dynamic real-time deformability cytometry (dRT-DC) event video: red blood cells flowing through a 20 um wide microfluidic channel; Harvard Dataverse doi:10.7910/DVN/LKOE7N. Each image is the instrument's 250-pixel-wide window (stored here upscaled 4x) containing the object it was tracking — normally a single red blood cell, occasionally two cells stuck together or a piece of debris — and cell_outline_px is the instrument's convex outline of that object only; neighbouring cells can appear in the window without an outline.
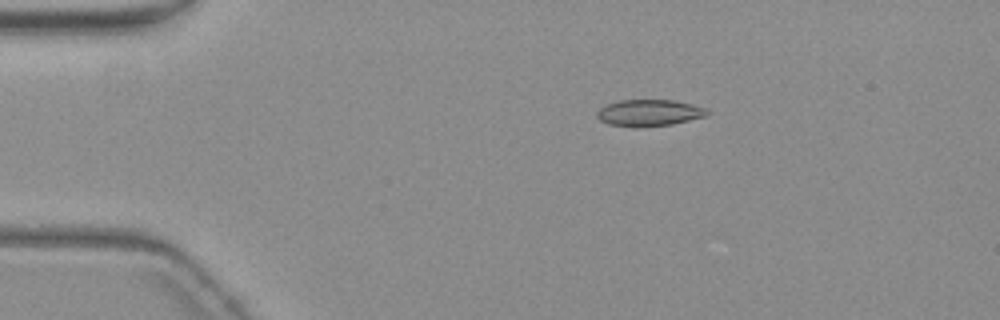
{"species": "common noctule bat (a hibernating species)", "species_latin": "Nyctalus noctula", "temperature_condition": "warm", "stored_images_in_passage": 4, "camera_frame_rate_fps": 3000, "um_per_image_px": 0.085, "animal": {"sex": "female", "body_mass_g": 19.3, "forearm_length_mm": 54.1}, "frame": {"image": 1, "passage_image": 3, "time_ms": 2.667, "image_size_px": [1000, 320], "cell_outline_px": [[712, 112], [708, 116], [672, 124], [636, 128], [608, 124], [600, 120], [596, 116], [596, 112], [600, 108], [608, 104], [620, 100], [672, 100], [692, 104], [708, 108]], "centroid_in_image_um": [55.22, 9.6], "position_along_channel_um": 29.8, "area_um2": 17.34}}